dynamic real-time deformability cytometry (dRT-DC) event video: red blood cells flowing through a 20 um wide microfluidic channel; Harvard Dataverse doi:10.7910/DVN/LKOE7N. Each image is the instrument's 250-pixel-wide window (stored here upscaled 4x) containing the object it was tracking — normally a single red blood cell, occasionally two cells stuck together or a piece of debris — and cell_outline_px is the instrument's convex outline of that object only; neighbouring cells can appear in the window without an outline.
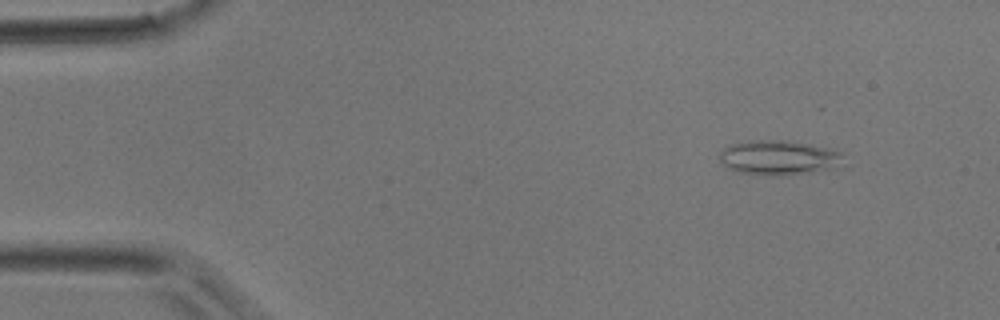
{"species": "common noctule bat (a hibernating species)", "species_latin": "Nyctalus noctula", "temperature_condition": "room temperature", "stored_images_in_passage": 40, "camera_frame_rate_fps": 3000, "um_per_image_px": 0.085, "animal": {"sex": "male", "body_mass_g": 17.9}, "frame": {"image": 1, "passage_image": 4, "time_ms": 1.0, "image_size_px": [1000, 320], "cell_outline_px": [[840, 156], [828, 168], [812, 172], [736, 172], [724, 164], [720, 160], [720, 152], [724, 148], [732, 144], [748, 140], [784, 140], [808, 144], [840, 152]], "centroid_in_image_um": [66.04, 13.32], "position_along_channel_um": 19.0, "area_um2": 22.95}}
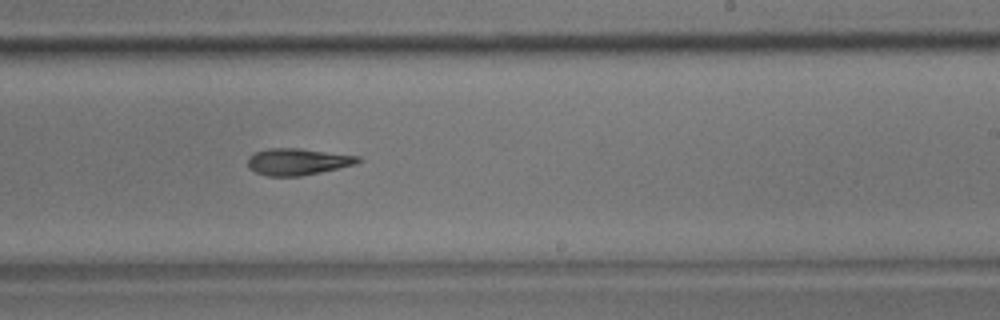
{"frame": {"image": 2, "passage_image": 24, "time_ms": 7.667, "image_size_px": [1000, 320], "cell_outline_px": [[364, 160], [356, 164], [320, 172], [300, 176], [268, 176], [256, 172], [248, 168], [248, 156], [256, 152], [268, 148], [300, 148], [360, 156]], "centroid_in_image_um": [25.32, 13.73], "position_along_channel_um": 263.7, "area_um2": 17.22}}
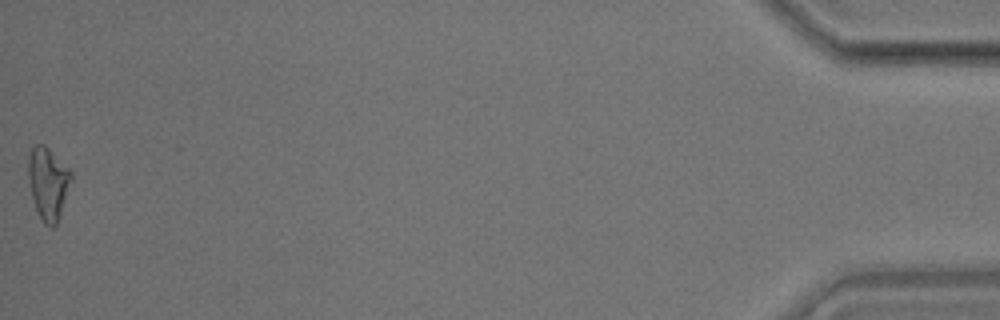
{"frame": {"image": 3, "passage_image": 40, "time_ms": 13.0, "image_size_px": [1000, 320], "cell_outline_px": [[72, 180], [56, 224], [52, 228], [44, 224], [36, 212], [32, 196], [28, 176], [28, 160], [32, 148], [36, 144], [44, 144], [72, 172]], "centroid_in_image_um": [4.08, 15.59], "position_along_channel_um": 431.1, "area_um2": 17.86}}